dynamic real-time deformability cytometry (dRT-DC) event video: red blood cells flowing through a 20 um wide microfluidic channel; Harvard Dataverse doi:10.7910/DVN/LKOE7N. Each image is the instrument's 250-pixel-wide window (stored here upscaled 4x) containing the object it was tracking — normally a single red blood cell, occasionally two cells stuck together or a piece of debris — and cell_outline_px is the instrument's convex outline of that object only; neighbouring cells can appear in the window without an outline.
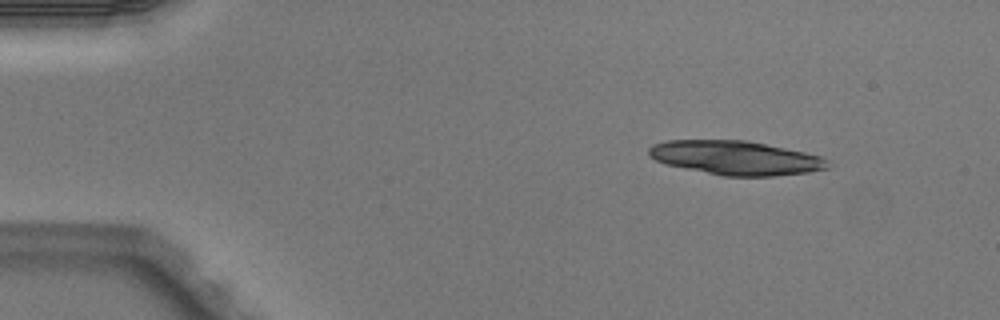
{"species": "Egyptian fruit bat (a non-hibernating species)", "species_latin": "Rousettus aegyptiacus", "temperature_condition": "warm", "stored_images_in_passage": 4, "camera_frame_rate_fps": 3000, "um_per_image_px": 0.085, "animal": {"sex": "male"}, "frame": {"image": 1, "passage_image": 1, "time_ms": 0.0, "image_size_px": [1000, 320], "cell_outline_px": [[828, 168], [808, 172], [772, 176], [724, 176], [664, 164], [648, 156], [648, 148], [652, 144], [668, 140], [748, 140], [804, 152], [820, 156], [828, 160]], "centroid_in_image_um": [62.5, 13.41], "position_along_channel_um": 22.5, "area_um2": 35.49}}
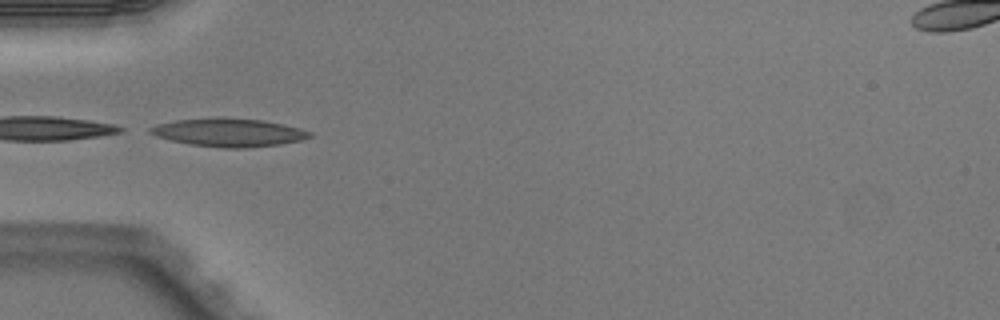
{"frame": {"image": 2, "passage_image": 4, "time_ms": 1.0, "image_size_px": [1000, 320], "cell_outline_px": [[312, 136], [300, 140], [280, 144], [248, 148], [224, 148], [188, 144], [156, 136], [148, 132], [148, 128], [156, 124], [176, 120], [216, 116], [224, 116], [264, 120], [284, 124], [300, 128], [312, 132]], "centroid_in_image_um": [19.43, 11.24], "position_along_channel_um": 65.6, "area_um2": 26.7}}